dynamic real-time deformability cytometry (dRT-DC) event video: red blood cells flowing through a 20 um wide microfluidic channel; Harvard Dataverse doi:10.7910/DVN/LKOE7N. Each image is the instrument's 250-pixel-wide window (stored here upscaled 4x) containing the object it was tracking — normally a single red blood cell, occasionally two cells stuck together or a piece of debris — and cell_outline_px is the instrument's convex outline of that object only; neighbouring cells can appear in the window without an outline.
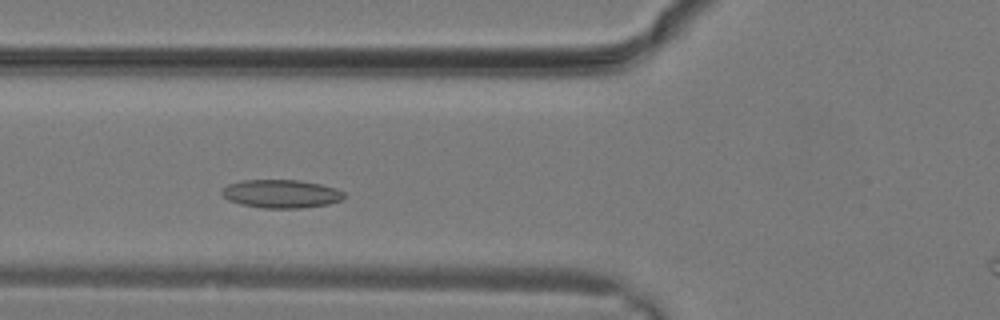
{"species": "common noctule bat (a hibernating species)", "species_latin": "Nyctalus noctula", "temperature_condition": "warm", "stored_images_in_passage": 23, "camera_frame_rate_fps": 3000, "um_per_image_px": 0.085, "animal": {"sex": "male", "body_mass_g": 19.2, "forearm_length_mm": 51.8}, "frame": {"image": 1, "passage_image": 6, "time_ms": 1.667, "image_size_px": [1000, 320], "cell_outline_px": [[344, 200], [328, 204], [300, 208], [264, 208], [240, 204], [228, 200], [220, 192], [228, 184], [244, 180], [300, 180], [320, 184], [336, 188], [344, 192]], "centroid_in_image_um": [23.92, 16.47], "position_along_channel_um": 101.9, "area_um2": 20.17}}
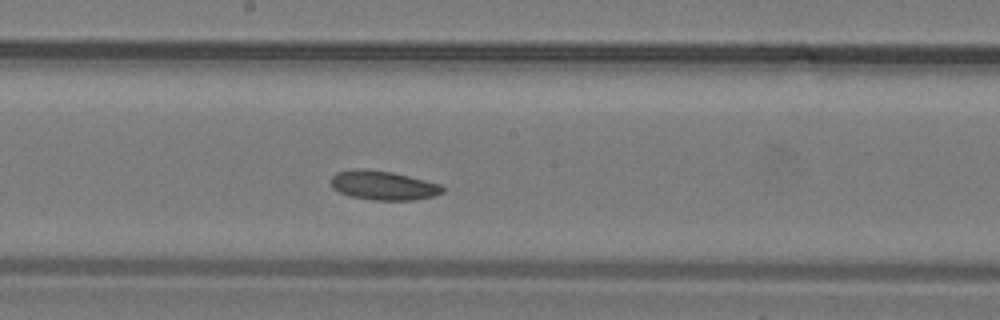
{"frame": {"image": 2, "passage_image": 11, "time_ms": 3.333, "image_size_px": [1000, 320], "cell_outline_px": [[444, 192], [432, 196], [412, 200], [372, 200], [348, 196], [332, 188], [328, 180], [336, 172], [356, 168], [360, 168], [392, 172], [440, 184], [444, 188]], "centroid_in_image_um": [32.5, 15.75], "position_along_channel_um": 215.7, "area_um2": 19.07}}
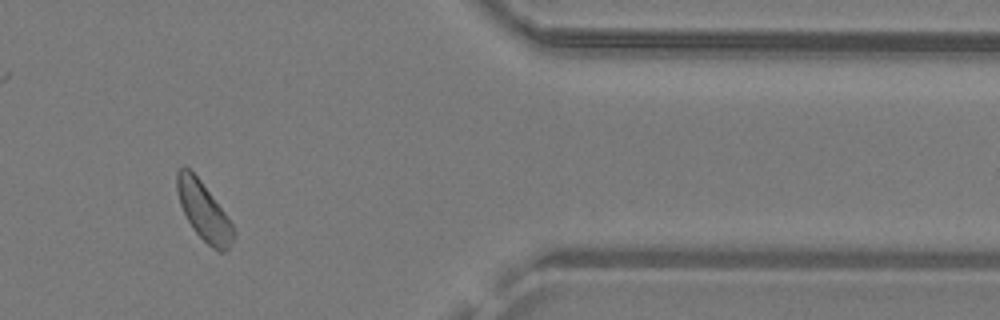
{"frame": {"image": 3, "passage_image": 20, "time_ms": 6.333, "image_size_px": [1000, 320], "cell_outline_px": [[236, 232], [228, 248], [224, 252], [220, 252], [212, 248], [192, 228], [180, 204], [176, 188], [176, 172], [184, 164], [200, 180], [224, 212], [232, 224]], "centroid_in_image_um": [17.3, 17.94], "position_along_channel_um": 394.1, "area_um2": 18.84}}